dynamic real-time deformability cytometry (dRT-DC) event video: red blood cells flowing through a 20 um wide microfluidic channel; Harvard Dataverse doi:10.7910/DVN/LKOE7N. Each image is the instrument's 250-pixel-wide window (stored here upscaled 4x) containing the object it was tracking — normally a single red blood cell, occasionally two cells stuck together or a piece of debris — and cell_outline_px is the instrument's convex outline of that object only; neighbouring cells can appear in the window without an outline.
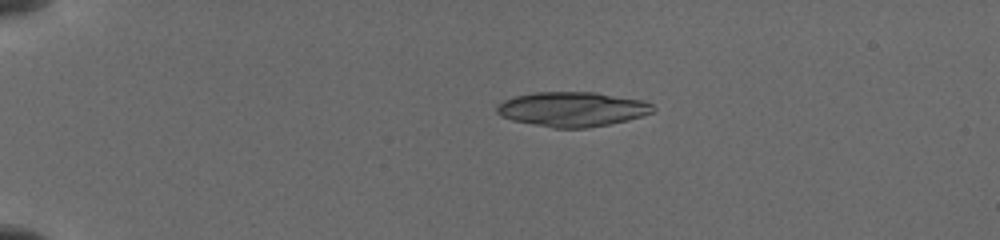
{"species": "common noctule bat (a hibernating species)", "species_latin": "Nyctalus noctula", "temperature_condition": "cold", "stored_images_in_passage": 13, "camera_frame_rate_fps": 3000, "um_per_image_px": 0.085, "animal": {"sex": "female", "body_mass_g": 19.5, "forearm_length_mm": 54.1}, "frame": {"image": 1, "passage_image": 1, "time_ms": 0.0, "image_size_px": [1000, 240], "cell_outline_px": [[656, 108], [652, 112], [628, 120], [608, 124], [584, 128], [556, 128], [512, 120], [500, 116], [496, 112], [496, 104], [512, 96], [536, 92], [596, 92], [644, 100], [652, 104]], "centroid_in_image_um": [48.62, 9.27], "position_along_channel_um": 36.4, "area_um2": 31.62}}